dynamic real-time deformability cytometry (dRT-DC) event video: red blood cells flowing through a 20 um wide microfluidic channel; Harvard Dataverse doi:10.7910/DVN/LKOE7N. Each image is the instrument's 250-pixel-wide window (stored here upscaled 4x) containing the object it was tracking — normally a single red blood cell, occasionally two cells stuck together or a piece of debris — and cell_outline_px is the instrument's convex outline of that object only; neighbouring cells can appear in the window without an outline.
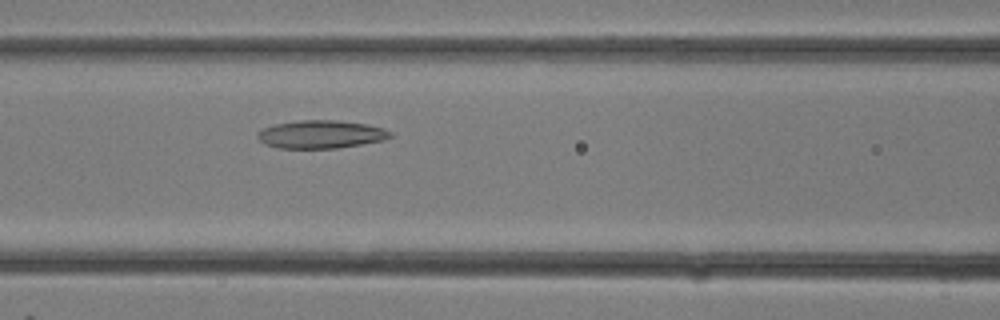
{"species": "common noctule bat (a hibernating species)", "species_latin": "Nyctalus noctula", "temperature_condition": "room temperature", "stored_images_in_passage": 11, "camera_frame_rate_fps": 3000, "um_per_image_px": 0.085, "animal": {"sex": "female"}, "frame": {"image": 1, "passage_image": 11, "time_ms": 3.333, "image_size_px": [1000, 320], "cell_outline_px": [[392, 136], [384, 140], [336, 148], [276, 148], [264, 144], [256, 136], [256, 132], [264, 128], [276, 124], [300, 120], [336, 120], [364, 124], [384, 128], [392, 132]], "centroid_in_image_um": [27.25, 11.42], "position_along_channel_um": 139.3, "area_um2": 21.62}}